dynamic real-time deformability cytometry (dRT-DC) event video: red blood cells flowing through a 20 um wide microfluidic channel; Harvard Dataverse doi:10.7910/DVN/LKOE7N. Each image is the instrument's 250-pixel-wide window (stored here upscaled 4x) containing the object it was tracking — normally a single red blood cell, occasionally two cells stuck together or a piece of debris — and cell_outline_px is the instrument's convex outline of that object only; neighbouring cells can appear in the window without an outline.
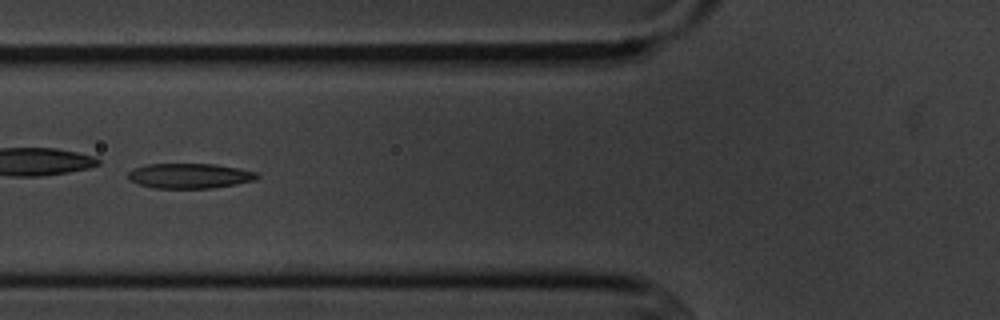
{"species": "common noctule bat (a hibernating species)", "species_latin": "Nyctalus noctula", "temperature_condition": "cold", "stored_images_in_passage": 8, "camera_frame_rate_fps": 3000, "um_per_image_px": 0.085, "animal": {"sex": "male", "body_mass_g": 20.1, "forearm_length_mm": 53.5}, "frame": {"image": 1, "passage_image": 7, "time_ms": 7.0, "image_size_px": [1000, 320], "cell_outline_px": [[260, 176], [252, 180], [236, 184], [212, 188], [156, 188], [140, 184], [128, 180], [128, 172], [132, 168], [148, 164], [212, 164], [236, 168], [256, 172]], "centroid_in_image_um": [16.07, 14.94], "position_along_channel_um": 109.7, "area_um2": 18.61}}